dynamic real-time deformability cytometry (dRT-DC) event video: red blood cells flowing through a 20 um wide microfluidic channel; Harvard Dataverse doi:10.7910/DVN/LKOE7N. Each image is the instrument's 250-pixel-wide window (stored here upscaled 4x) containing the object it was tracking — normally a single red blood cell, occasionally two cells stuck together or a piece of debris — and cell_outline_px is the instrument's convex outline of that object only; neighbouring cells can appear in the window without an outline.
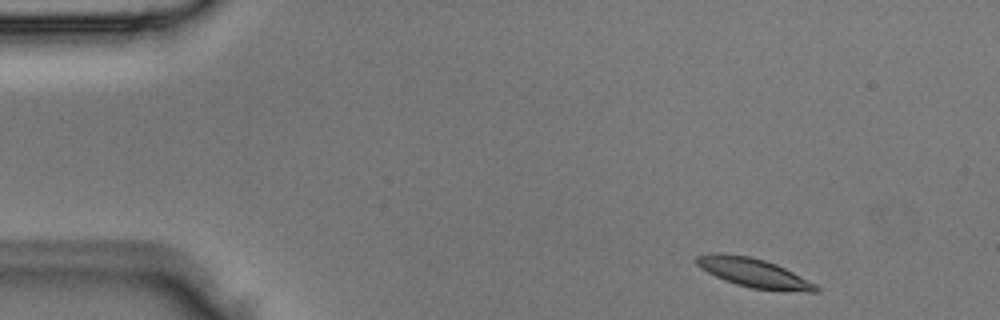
{"species": "Egyptian fruit bat (a non-hibernating species)", "species_latin": "Rousettus aegyptiacus", "temperature_condition": "room temperature", "stored_images_in_passage": 3, "camera_frame_rate_fps": 3000, "um_per_image_px": 0.085, "animal": {"sex": "male"}, "frame": {"image": 1, "passage_image": 1, "time_ms": 0.0, "image_size_px": [1000, 320], "cell_outline_px": [[820, 292], [808, 292], [752, 288], [736, 284], [724, 280], [700, 268], [696, 264], [696, 256], [716, 252], [720, 252], [748, 256], [764, 260], [776, 264], [816, 284], [820, 288]], "centroid_in_image_um": [64.05, 23.18], "position_along_channel_um": 20.9, "area_um2": 20.0}}
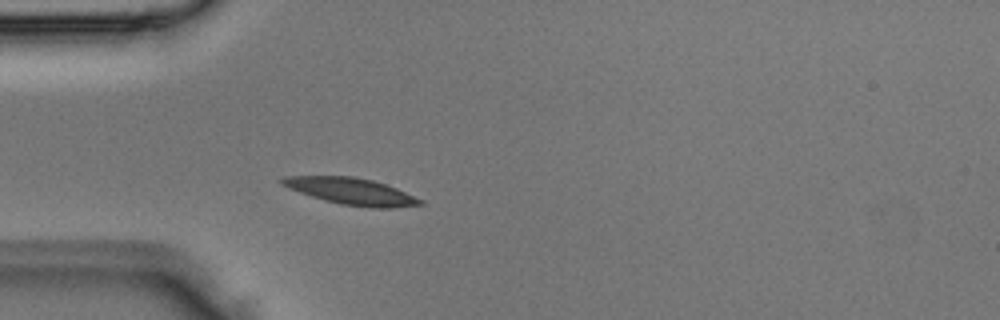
{"frame": {"image": 2, "passage_image": 3, "time_ms": 0.667, "image_size_px": [1000, 320], "cell_outline_px": [[424, 204], [392, 208], [372, 208], [340, 204], [324, 200], [288, 188], [280, 184], [276, 180], [284, 176], [352, 176], [372, 180], [396, 188], [424, 200]], "centroid_in_image_um": [29.83, 16.26], "position_along_channel_um": 55.2, "area_um2": 21.5}}